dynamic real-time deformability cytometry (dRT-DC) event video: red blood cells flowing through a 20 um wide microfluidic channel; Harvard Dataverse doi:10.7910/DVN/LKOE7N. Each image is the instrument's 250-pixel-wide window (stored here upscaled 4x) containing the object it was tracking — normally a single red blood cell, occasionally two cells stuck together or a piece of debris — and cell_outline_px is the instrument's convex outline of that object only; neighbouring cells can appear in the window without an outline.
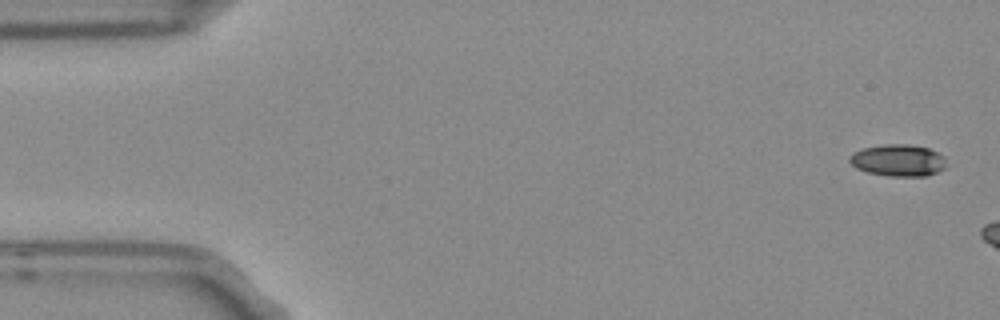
{"species": "Egyptian fruit bat (a non-hibernating species)", "species_latin": "Rousettus aegyptiacus", "temperature_condition": "room temperature", "stored_images_in_passage": 3, "camera_frame_rate_fps": 3000, "um_per_image_px": 0.085, "frame": {"image": 1, "passage_image": 1, "time_ms": 0.0, "image_size_px": [1000, 320], "cell_outline_px": [[948, 168], [928, 176], [888, 176], [868, 172], [856, 168], [848, 160], [848, 156], [852, 152], [864, 148], [888, 144], [904, 144], [928, 148], [944, 156]], "centroid_in_image_um": [76.37, 13.64], "position_along_channel_um": 8.6, "area_um2": 18.09}}